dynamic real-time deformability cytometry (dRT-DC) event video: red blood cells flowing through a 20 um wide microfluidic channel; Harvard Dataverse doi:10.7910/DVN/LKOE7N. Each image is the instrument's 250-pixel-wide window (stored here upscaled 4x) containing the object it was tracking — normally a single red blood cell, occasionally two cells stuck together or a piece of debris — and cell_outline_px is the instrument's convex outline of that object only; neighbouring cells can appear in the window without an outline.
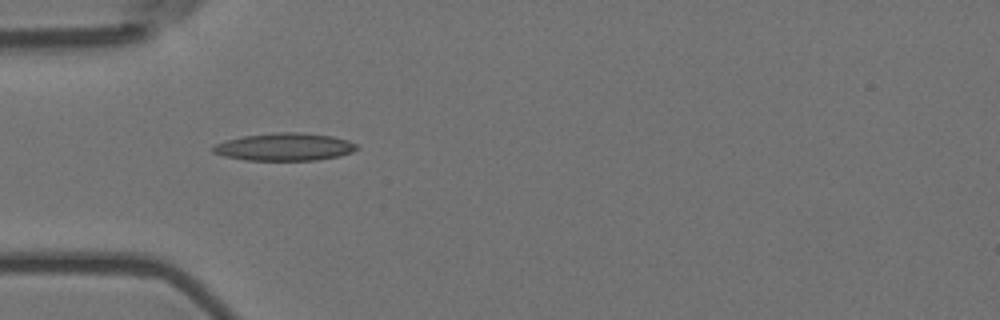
{"species": "Egyptian fruit bat (a non-hibernating species)", "species_latin": "Rousettus aegyptiacus", "temperature_condition": "room temperature", "stored_images_in_passage": 2, "camera_frame_rate_fps": 3000, "um_per_image_px": 0.085, "animal": {"sex": "female"}, "frame": {"image": 1, "passage_image": 2, "time_ms": 0.333, "image_size_px": [1000, 320], "cell_outline_px": [[360, 148], [352, 152], [340, 156], [316, 160], [244, 160], [224, 156], [212, 152], [212, 148], [216, 144], [228, 140], [244, 136], [276, 132], [296, 132], [332, 136], [348, 140], [356, 144]], "centroid_in_image_um": [24.22, 12.49], "position_along_channel_um": 60.8, "area_um2": 23.06}}